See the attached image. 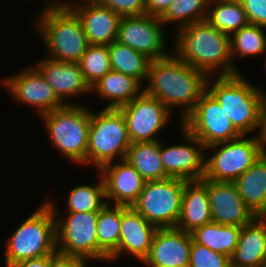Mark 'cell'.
Returning <instances> with one entry per match:
<instances>
[{
    "label": "cell",
    "instance_id": "obj_11",
    "mask_svg": "<svg viewBox=\"0 0 266 267\" xmlns=\"http://www.w3.org/2000/svg\"><path fill=\"white\" fill-rule=\"evenodd\" d=\"M181 126L205 147L242 136L208 90L201 95L194 110L181 122Z\"/></svg>",
    "mask_w": 266,
    "mask_h": 267
},
{
    "label": "cell",
    "instance_id": "obj_7",
    "mask_svg": "<svg viewBox=\"0 0 266 267\" xmlns=\"http://www.w3.org/2000/svg\"><path fill=\"white\" fill-rule=\"evenodd\" d=\"M130 145L126 121L120 109L91 111L86 166L99 171L109 163L124 160Z\"/></svg>",
    "mask_w": 266,
    "mask_h": 267
},
{
    "label": "cell",
    "instance_id": "obj_8",
    "mask_svg": "<svg viewBox=\"0 0 266 267\" xmlns=\"http://www.w3.org/2000/svg\"><path fill=\"white\" fill-rule=\"evenodd\" d=\"M264 139L259 132L255 135H242L227 142L213 144L206 150H216L206 157L204 178L214 182L233 183L263 154Z\"/></svg>",
    "mask_w": 266,
    "mask_h": 267
},
{
    "label": "cell",
    "instance_id": "obj_43",
    "mask_svg": "<svg viewBox=\"0 0 266 267\" xmlns=\"http://www.w3.org/2000/svg\"><path fill=\"white\" fill-rule=\"evenodd\" d=\"M44 1L47 2V3H45ZM60 2H61V0L60 1L59 0H54V1H52V0H43V3H45V4L43 5V9L41 8V11H45L48 8L54 7V6L58 5Z\"/></svg>",
    "mask_w": 266,
    "mask_h": 267
},
{
    "label": "cell",
    "instance_id": "obj_14",
    "mask_svg": "<svg viewBox=\"0 0 266 267\" xmlns=\"http://www.w3.org/2000/svg\"><path fill=\"white\" fill-rule=\"evenodd\" d=\"M1 85L17 103L36 108L39 116L66 105L32 64L21 72L3 78Z\"/></svg>",
    "mask_w": 266,
    "mask_h": 267
},
{
    "label": "cell",
    "instance_id": "obj_42",
    "mask_svg": "<svg viewBox=\"0 0 266 267\" xmlns=\"http://www.w3.org/2000/svg\"><path fill=\"white\" fill-rule=\"evenodd\" d=\"M69 0H66V1H61L65 6H80L81 4L84 5V4H97V3H102L103 0H79V2H77L76 4L75 3V0L72 2V1H69Z\"/></svg>",
    "mask_w": 266,
    "mask_h": 267
},
{
    "label": "cell",
    "instance_id": "obj_41",
    "mask_svg": "<svg viewBox=\"0 0 266 267\" xmlns=\"http://www.w3.org/2000/svg\"><path fill=\"white\" fill-rule=\"evenodd\" d=\"M260 135L266 140V93L262 91V115Z\"/></svg>",
    "mask_w": 266,
    "mask_h": 267
},
{
    "label": "cell",
    "instance_id": "obj_22",
    "mask_svg": "<svg viewBox=\"0 0 266 267\" xmlns=\"http://www.w3.org/2000/svg\"><path fill=\"white\" fill-rule=\"evenodd\" d=\"M212 222L207 186L201 180L185 181L177 229L187 233Z\"/></svg>",
    "mask_w": 266,
    "mask_h": 267
},
{
    "label": "cell",
    "instance_id": "obj_4",
    "mask_svg": "<svg viewBox=\"0 0 266 267\" xmlns=\"http://www.w3.org/2000/svg\"><path fill=\"white\" fill-rule=\"evenodd\" d=\"M35 18L34 27L42 37L47 57L60 62L78 63L90 44L76 13L60 2L41 11Z\"/></svg>",
    "mask_w": 266,
    "mask_h": 267
},
{
    "label": "cell",
    "instance_id": "obj_34",
    "mask_svg": "<svg viewBox=\"0 0 266 267\" xmlns=\"http://www.w3.org/2000/svg\"><path fill=\"white\" fill-rule=\"evenodd\" d=\"M78 64L86 83L91 88L112 70L108 46L90 44Z\"/></svg>",
    "mask_w": 266,
    "mask_h": 267
},
{
    "label": "cell",
    "instance_id": "obj_30",
    "mask_svg": "<svg viewBox=\"0 0 266 267\" xmlns=\"http://www.w3.org/2000/svg\"><path fill=\"white\" fill-rule=\"evenodd\" d=\"M111 69L136 79L141 85L147 80L151 60L117 41L108 46Z\"/></svg>",
    "mask_w": 266,
    "mask_h": 267
},
{
    "label": "cell",
    "instance_id": "obj_10",
    "mask_svg": "<svg viewBox=\"0 0 266 267\" xmlns=\"http://www.w3.org/2000/svg\"><path fill=\"white\" fill-rule=\"evenodd\" d=\"M185 180L166 178L144 183L132 207L157 228H175L179 220Z\"/></svg>",
    "mask_w": 266,
    "mask_h": 267
},
{
    "label": "cell",
    "instance_id": "obj_17",
    "mask_svg": "<svg viewBox=\"0 0 266 267\" xmlns=\"http://www.w3.org/2000/svg\"><path fill=\"white\" fill-rule=\"evenodd\" d=\"M157 229L132 206L121 205L119 245L118 249L109 257V262H116L127 253L139 262H143L149 255L153 236Z\"/></svg>",
    "mask_w": 266,
    "mask_h": 267
},
{
    "label": "cell",
    "instance_id": "obj_44",
    "mask_svg": "<svg viewBox=\"0 0 266 267\" xmlns=\"http://www.w3.org/2000/svg\"><path fill=\"white\" fill-rule=\"evenodd\" d=\"M257 218L266 224V205L264 206V208L259 212V214L257 215Z\"/></svg>",
    "mask_w": 266,
    "mask_h": 267
},
{
    "label": "cell",
    "instance_id": "obj_28",
    "mask_svg": "<svg viewBox=\"0 0 266 267\" xmlns=\"http://www.w3.org/2000/svg\"><path fill=\"white\" fill-rule=\"evenodd\" d=\"M241 226L204 224L191 232L192 239L209 249L231 258L238 244Z\"/></svg>",
    "mask_w": 266,
    "mask_h": 267
},
{
    "label": "cell",
    "instance_id": "obj_45",
    "mask_svg": "<svg viewBox=\"0 0 266 267\" xmlns=\"http://www.w3.org/2000/svg\"><path fill=\"white\" fill-rule=\"evenodd\" d=\"M263 155L266 157V140L263 142Z\"/></svg>",
    "mask_w": 266,
    "mask_h": 267
},
{
    "label": "cell",
    "instance_id": "obj_26",
    "mask_svg": "<svg viewBox=\"0 0 266 267\" xmlns=\"http://www.w3.org/2000/svg\"><path fill=\"white\" fill-rule=\"evenodd\" d=\"M125 160L140 173L145 182L168 178L161 162L160 140L131 143Z\"/></svg>",
    "mask_w": 266,
    "mask_h": 267
},
{
    "label": "cell",
    "instance_id": "obj_2",
    "mask_svg": "<svg viewBox=\"0 0 266 267\" xmlns=\"http://www.w3.org/2000/svg\"><path fill=\"white\" fill-rule=\"evenodd\" d=\"M174 34L172 52L208 77L240 73L233 67L230 36L206 20L181 27Z\"/></svg>",
    "mask_w": 266,
    "mask_h": 267
},
{
    "label": "cell",
    "instance_id": "obj_20",
    "mask_svg": "<svg viewBox=\"0 0 266 267\" xmlns=\"http://www.w3.org/2000/svg\"><path fill=\"white\" fill-rule=\"evenodd\" d=\"M35 63L33 65L65 104H74L67 102V98H78L79 95L87 93L91 95V88L86 83L78 63L60 62L47 57Z\"/></svg>",
    "mask_w": 266,
    "mask_h": 267
},
{
    "label": "cell",
    "instance_id": "obj_36",
    "mask_svg": "<svg viewBox=\"0 0 266 267\" xmlns=\"http://www.w3.org/2000/svg\"><path fill=\"white\" fill-rule=\"evenodd\" d=\"M101 4L121 17L146 14L145 0H103Z\"/></svg>",
    "mask_w": 266,
    "mask_h": 267
},
{
    "label": "cell",
    "instance_id": "obj_35",
    "mask_svg": "<svg viewBox=\"0 0 266 267\" xmlns=\"http://www.w3.org/2000/svg\"><path fill=\"white\" fill-rule=\"evenodd\" d=\"M188 267H231V260L192 239Z\"/></svg>",
    "mask_w": 266,
    "mask_h": 267
},
{
    "label": "cell",
    "instance_id": "obj_16",
    "mask_svg": "<svg viewBox=\"0 0 266 267\" xmlns=\"http://www.w3.org/2000/svg\"><path fill=\"white\" fill-rule=\"evenodd\" d=\"M201 181L207 186L212 222L242 227L257 217L244 203L234 183L206 178Z\"/></svg>",
    "mask_w": 266,
    "mask_h": 267
},
{
    "label": "cell",
    "instance_id": "obj_40",
    "mask_svg": "<svg viewBox=\"0 0 266 267\" xmlns=\"http://www.w3.org/2000/svg\"><path fill=\"white\" fill-rule=\"evenodd\" d=\"M88 260L90 259L64 257L60 255L54 262V267H87Z\"/></svg>",
    "mask_w": 266,
    "mask_h": 267
},
{
    "label": "cell",
    "instance_id": "obj_33",
    "mask_svg": "<svg viewBox=\"0 0 266 267\" xmlns=\"http://www.w3.org/2000/svg\"><path fill=\"white\" fill-rule=\"evenodd\" d=\"M209 0H173L167 11L160 17L166 26L175 23V30L206 20Z\"/></svg>",
    "mask_w": 266,
    "mask_h": 267
},
{
    "label": "cell",
    "instance_id": "obj_6",
    "mask_svg": "<svg viewBox=\"0 0 266 267\" xmlns=\"http://www.w3.org/2000/svg\"><path fill=\"white\" fill-rule=\"evenodd\" d=\"M90 118L91 109L81 103L66 104L41 115L50 144L70 163L86 166Z\"/></svg>",
    "mask_w": 266,
    "mask_h": 267
},
{
    "label": "cell",
    "instance_id": "obj_24",
    "mask_svg": "<svg viewBox=\"0 0 266 267\" xmlns=\"http://www.w3.org/2000/svg\"><path fill=\"white\" fill-rule=\"evenodd\" d=\"M142 88L133 77L111 70L91 87V93L98 94L99 99L110 101L104 108L119 109L136 98Z\"/></svg>",
    "mask_w": 266,
    "mask_h": 267
},
{
    "label": "cell",
    "instance_id": "obj_15",
    "mask_svg": "<svg viewBox=\"0 0 266 267\" xmlns=\"http://www.w3.org/2000/svg\"><path fill=\"white\" fill-rule=\"evenodd\" d=\"M180 129L182 144L165 146L160 141V156L165 174L168 178L185 181L201 180L205 176L206 147L185 128L181 126Z\"/></svg>",
    "mask_w": 266,
    "mask_h": 267
},
{
    "label": "cell",
    "instance_id": "obj_29",
    "mask_svg": "<svg viewBox=\"0 0 266 267\" xmlns=\"http://www.w3.org/2000/svg\"><path fill=\"white\" fill-rule=\"evenodd\" d=\"M206 21L228 36L249 24L239 0H209Z\"/></svg>",
    "mask_w": 266,
    "mask_h": 267
},
{
    "label": "cell",
    "instance_id": "obj_5",
    "mask_svg": "<svg viewBox=\"0 0 266 267\" xmlns=\"http://www.w3.org/2000/svg\"><path fill=\"white\" fill-rule=\"evenodd\" d=\"M47 199L5 240V267L57 252L56 218Z\"/></svg>",
    "mask_w": 266,
    "mask_h": 267
},
{
    "label": "cell",
    "instance_id": "obj_19",
    "mask_svg": "<svg viewBox=\"0 0 266 267\" xmlns=\"http://www.w3.org/2000/svg\"><path fill=\"white\" fill-rule=\"evenodd\" d=\"M191 233L177 228H158L153 236L145 266L188 267Z\"/></svg>",
    "mask_w": 266,
    "mask_h": 267
},
{
    "label": "cell",
    "instance_id": "obj_3",
    "mask_svg": "<svg viewBox=\"0 0 266 267\" xmlns=\"http://www.w3.org/2000/svg\"><path fill=\"white\" fill-rule=\"evenodd\" d=\"M256 86L241 73L231 76H209L207 79V90L220 103L221 109L241 135L248 136L249 132L256 129H259L260 135L264 89Z\"/></svg>",
    "mask_w": 266,
    "mask_h": 267
},
{
    "label": "cell",
    "instance_id": "obj_18",
    "mask_svg": "<svg viewBox=\"0 0 266 267\" xmlns=\"http://www.w3.org/2000/svg\"><path fill=\"white\" fill-rule=\"evenodd\" d=\"M97 172L103 178L108 204L129 207L138 200L145 181L125 159L109 163Z\"/></svg>",
    "mask_w": 266,
    "mask_h": 267
},
{
    "label": "cell",
    "instance_id": "obj_38",
    "mask_svg": "<svg viewBox=\"0 0 266 267\" xmlns=\"http://www.w3.org/2000/svg\"><path fill=\"white\" fill-rule=\"evenodd\" d=\"M60 256L58 252L40 258L20 261L10 267H54V262Z\"/></svg>",
    "mask_w": 266,
    "mask_h": 267
},
{
    "label": "cell",
    "instance_id": "obj_46",
    "mask_svg": "<svg viewBox=\"0 0 266 267\" xmlns=\"http://www.w3.org/2000/svg\"><path fill=\"white\" fill-rule=\"evenodd\" d=\"M146 267H169V266H146Z\"/></svg>",
    "mask_w": 266,
    "mask_h": 267
},
{
    "label": "cell",
    "instance_id": "obj_23",
    "mask_svg": "<svg viewBox=\"0 0 266 267\" xmlns=\"http://www.w3.org/2000/svg\"><path fill=\"white\" fill-rule=\"evenodd\" d=\"M231 267L266 265V224L257 217L241 227L238 244L230 258Z\"/></svg>",
    "mask_w": 266,
    "mask_h": 267
},
{
    "label": "cell",
    "instance_id": "obj_12",
    "mask_svg": "<svg viewBox=\"0 0 266 267\" xmlns=\"http://www.w3.org/2000/svg\"><path fill=\"white\" fill-rule=\"evenodd\" d=\"M119 109L131 143L159 141L157 135L168 126L173 114L159 99L144 91Z\"/></svg>",
    "mask_w": 266,
    "mask_h": 267
},
{
    "label": "cell",
    "instance_id": "obj_1",
    "mask_svg": "<svg viewBox=\"0 0 266 267\" xmlns=\"http://www.w3.org/2000/svg\"><path fill=\"white\" fill-rule=\"evenodd\" d=\"M208 76L181 60L174 52L149 64L143 91L159 99L171 112L181 108V122L194 110L207 90Z\"/></svg>",
    "mask_w": 266,
    "mask_h": 267
},
{
    "label": "cell",
    "instance_id": "obj_9",
    "mask_svg": "<svg viewBox=\"0 0 266 267\" xmlns=\"http://www.w3.org/2000/svg\"><path fill=\"white\" fill-rule=\"evenodd\" d=\"M56 221L57 252L64 257L98 260V211L66 213L60 216L52 199H48ZM67 216V217H66Z\"/></svg>",
    "mask_w": 266,
    "mask_h": 267
},
{
    "label": "cell",
    "instance_id": "obj_13",
    "mask_svg": "<svg viewBox=\"0 0 266 267\" xmlns=\"http://www.w3.org/2000/svg\"><path fill=\"white\" fill-rule=\"evenodd\" d=\"M159 17L143 14L122 17L116 41L144 54L151 61L169 55L166 53V33Z\"/></svg>",
    "mask_w": 266,
    "mask_h": 267
},
{
    "label": "cell",
    "instance_id": "obj_31",
    "mask_svg": "<svg viewBox=\"0 0 266 267\" xmlns=\"http://www.w3.org/2000/svg\"><path fill=\"white\" fill-rule=\"evenodd\" d=\"M264 29V30H263ZM266 27L248 24L230 36L231 57L233 67L235 66L236 55L239 58L247 56H259L266 54ZM236 58V59H235Z\"/></svg>",
    "mask_w": 266,
    "mask_h": 267
},
{
    "label": "cell",
    "instance_id": "obj_21",
    "mask_svg": "<svg viewBox=\"0 0 266 267\" xmlns=\"http://www.w3.org/2000/svg\"><path fill=\"white\" fill-rule=\"evenodd\" d=\"M67 7L81 20L89 44L109 46L116 41L120 15L101 3Z\"/></svg>",
    "mask_w": 266,
    "mask_h": 267
},
{
    "label": "cell",
    "instance_id": "obj_47",
    "mask_svg": "<svg viewBox=\"0 0 266 267\" xmlns=\"http://www.w3.org/2000/svg\"><path fill=\"white\" fill-rule=\"evenodd\" d=\"M265 57H266V54H265ZM264 67H265V70H266V59H265Z\"/></svg>",
    "mask_w": 266,
    "mask_h": 267
},
{
    "label": "cell",
    "instance_id": "obj_39",
    "mask_svg": "<svg viewBox=\"0 0 266 267\" xmlns=\"http://www.w3.org/2000/svg\"><path fill=\"white\" fill-rule=\"evenodd\" d=\"M173 0H145L146 14L161 17L169 8Z\"/></svg>",
    "mask_w": 266,
    "mask_h": 267
},
{
    "label": "cell",
    "instance_id": "obj_25",
    "mask_svg": "<svg viewBox=\"0 0 266 267\" xmlns=\"http://www.w3.org/2000/svg\"><path fill=\"white\" fill-rule=\"evenodd\" d=\"M233 183L244 203L257 216L266 205V157L262 154Z\"/></svg>",
    "mask_w": 266,
    "mask_h": 267
},
{
    "label": "cell",
    "instance_id": "obj_32",
    "mask_svg": "<svg viewBox=\"0 0 266 267\" xmlns=\"http://www.w3.org/2000/svg\"><path fill=\"white\" fill-rule=\"evenodd\" d=\"M97 175L100 177L97 184L78 185L71 190L66 201L67 213L99 211L107 203L103 178L99 172Z\"/></svg>",
    "mask_w": 266,
    "mask_h": 267
},
{
    "label": "cell",
    "instance_id": "obj_27",
    "mask_svg": "<svg viewBox=\"0 0 266 267\" xmlns=\"http://www.w3.org/2000/svg\"><path fill=\"white\" fill-rule=\"evenodd\" d=\"M120 230L121 205L106 203L98 211V261L109 262V257L118 249Z\"/></svg>",
    "mask_w": 266,
    "mask_h": 267
},
{
    "label": "cell",
    "instance_id": "obj_37",
    "mask_svg": "<svg viewBox=\"0 0 266 267\" xmlns=\"http://www.w3.org/2000/svg\"><path fill=\"white\" fill-rule=\"evenodd\" d=\"M249 24L266 27V0H239Z\"/></svg>",
    "mask_w": 266,
    "mask_h": 267
}]
</instances>
